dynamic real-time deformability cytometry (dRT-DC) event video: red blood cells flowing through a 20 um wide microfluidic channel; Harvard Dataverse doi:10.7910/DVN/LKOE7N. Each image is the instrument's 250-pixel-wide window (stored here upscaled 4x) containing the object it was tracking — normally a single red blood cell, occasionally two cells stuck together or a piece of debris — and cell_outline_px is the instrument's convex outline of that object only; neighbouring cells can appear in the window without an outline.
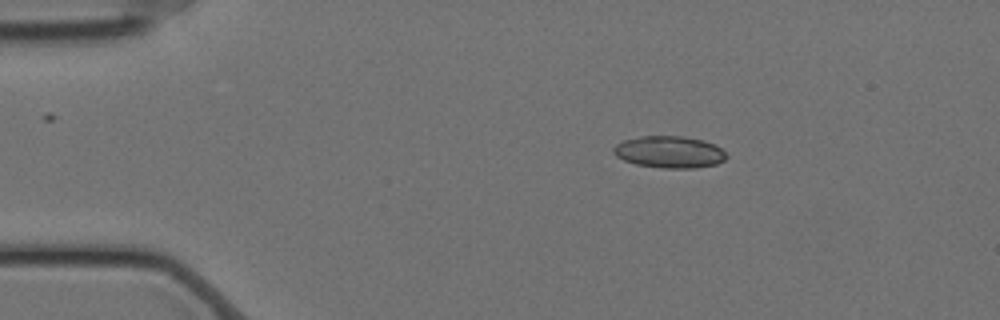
{"species": "Egyptian fruit bat (a non-hibernating species)", "species_latin": "Rousettus aegyptiacus", "temperature_condition": "cold", "stored_images_in_passage": 10, "camera_frame_rate_fps": 3000, "um_per_image_px": 0.085, "animal": {"sex": "female"}, "frame": {"image": 1, "passage_image": 1, "time_ms": 0.0, "image_size_px": [1000, 320], "cell_outline_px": [[728, 156], [724, 160], [716, 164], [696, 168], [660, 168], [636, 164], [624, 160], [616, 156], [612, 152], [612, 148], [616, 144], [624, 140], [640, 136], [684, 136], [704, 140], [716, 144]], "centroid_in_image_um": [56.9, 12.92], "position_along_channel_um": 28.1, "area_um2": 21.15}}
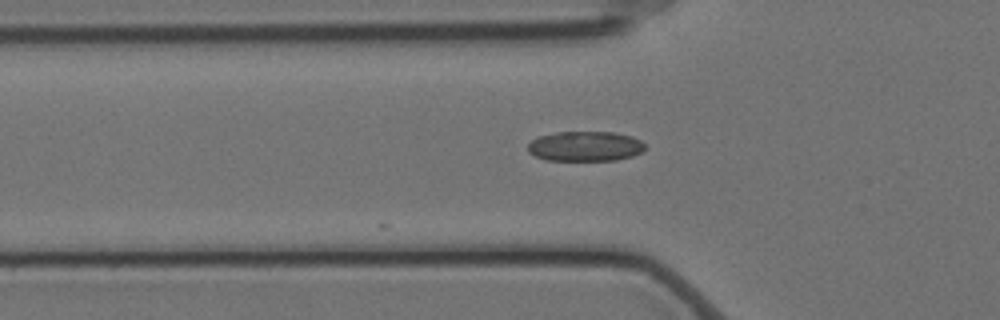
{"frame": {"image": 2, "passage_image": 10, "time_ms": 3.0, "image_size_px": [1000, 320], "cell_outline_px": [[644, 152], [632, 156], [616, 160], [544, 160], [528, 152], [528, 144], [536, 136], [556, 132], [616, 132], [632, 136], [640, 140], [644, 144]], "centroid_in_image_um": [49.74, 12.42], "position_along_channel_um": 76.1, "area_um2": 20.63}}